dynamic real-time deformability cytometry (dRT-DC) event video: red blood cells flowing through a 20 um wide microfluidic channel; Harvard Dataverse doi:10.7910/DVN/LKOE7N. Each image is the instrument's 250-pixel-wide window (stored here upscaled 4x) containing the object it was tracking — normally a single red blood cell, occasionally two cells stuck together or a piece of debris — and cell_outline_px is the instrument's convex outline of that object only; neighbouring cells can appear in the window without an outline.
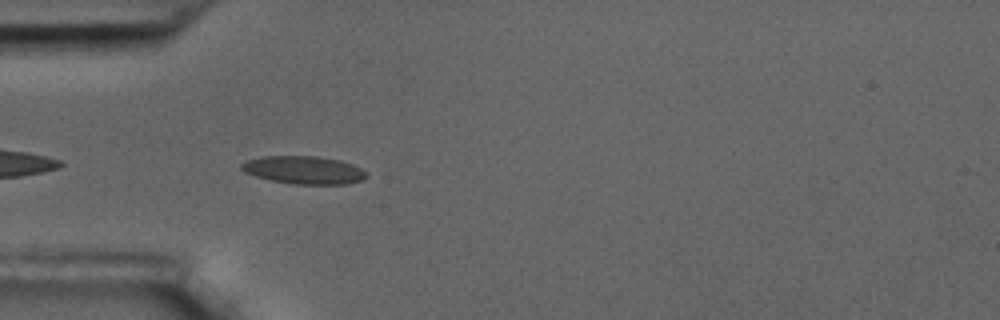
{"species": "common noctule bat (a hibernating species)", "species_latin": "Nyctalus noctula", "temperature_condition": "room temperature", "stored_images_in_passage": 32, "camera_frame_rate_fps": 3000, "um_per_image_px": 0.085, "animal": {"sex": "male", "body_mass_g": 17.5, "forearm_length_mm": 52.3}, "frame": {"image": 1, "passage_image": 1, "time_ms": 0.0, "image_size_px": [1000, 320], "cell_outline_px": [[368, 176], [364, 180], [344, 184], [296, 184], [272, 180], [256, 176], [244, 172], [240, 168], [240, 164], [248, 160], [264, 156], [316, 156], [340, 160], [352, 164], [368, 172]], "centroid_in_image_um": [25.86, 14.45], "position_along_channel_um": 59.1, "area_um2": 20.29}}
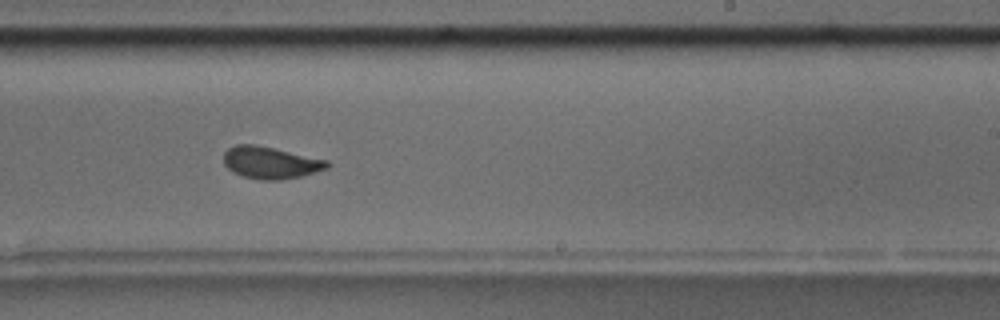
{"frame": {"image": 2, "passage_image": 19, "time_ms": 6.0, "image_size_px": [1000, 320], "cell_outline_px": [[328, 168], [304, 176], [280, 180], [260, 180], [244, 176], [232, 172], [224, 164], [224, 152], [228, 148], [236, 144], [256, 144], [328, 160]], "centroid_in_image_um": [22.99, 13.83], "position_along_channel_um": 266.0, "area_um2": 19.42}, "authors_computed_cell_mechanics": {"area_um2": 19.074, "velocity_mm_per_s": 3.5096, "shape_relaxation_time_tau1_ms": 3.8612, "shape_relaxation_time_tau2_ms": 0.7847, "deformation_change_tau1": 0.1407, "deformation_change_tau2": 0.0556}}